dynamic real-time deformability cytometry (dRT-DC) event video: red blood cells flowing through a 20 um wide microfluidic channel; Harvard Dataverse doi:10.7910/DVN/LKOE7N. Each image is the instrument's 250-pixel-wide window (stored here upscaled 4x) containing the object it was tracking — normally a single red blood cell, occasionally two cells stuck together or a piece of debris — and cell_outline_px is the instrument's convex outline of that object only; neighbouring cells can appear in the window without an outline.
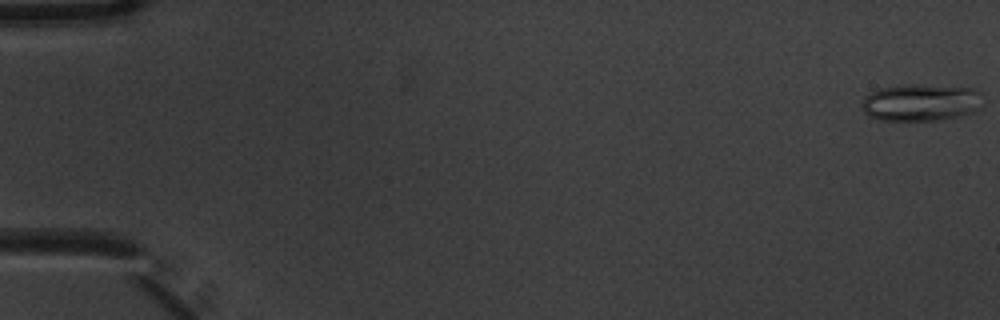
{"species": "common noctule bat (a hibernating species)", "species_latin": "Nyctalus noctula", "temperature_condition": "warm", "stored_images_in_passage": 6, "camera_frame_rate_fps": 3000, "um_per_image_px": 0.085, "animal": {"sex": "male", "body_mass_g": 20.1, "forearm_length_mm": 53.5}, "frame": {"image": 1, "passage_image": 1, "time_ms": 0.0, "image_size_px": [1000, 320], "cell_outline_px": [[980, 108], [972, 112], [956, 116], [936, 120], [880, 120], [868, 116], [864, 112], [860, 104], [864, 96], [868, 92], [880, 88], [904, 84], [920, 84], [972, 88], [980, 92]], "centroid_in_image_um": [78.19, 8.69], "position_along_channel_um": 6.8, "area_um2": 26.24}}